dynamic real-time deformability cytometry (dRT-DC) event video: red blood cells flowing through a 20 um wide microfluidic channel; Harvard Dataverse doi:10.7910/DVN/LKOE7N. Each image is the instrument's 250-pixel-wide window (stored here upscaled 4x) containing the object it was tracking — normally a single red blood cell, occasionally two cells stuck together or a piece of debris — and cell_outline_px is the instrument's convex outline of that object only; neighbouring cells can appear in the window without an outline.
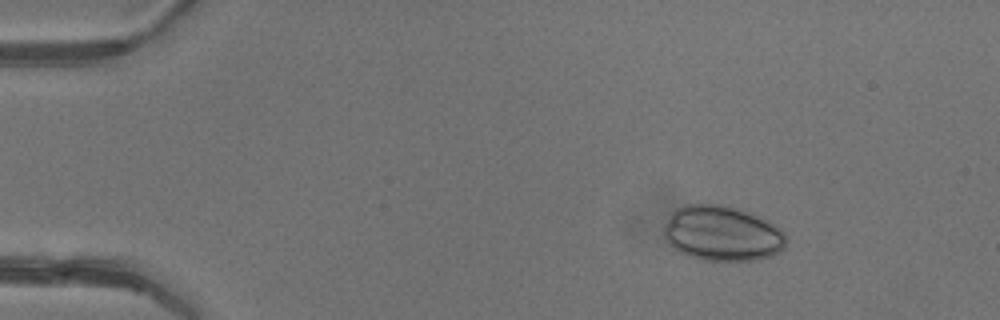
{"species": "common noctule bat (a hibernating species)", "species_latin": "Nyctalus noctula", "temperature_condition": "warm", "stored_images_in_passage": 4, "camera_frame_rate_fps": 3000, "um_per_image_px": 0.085, "animal": {"sex": "female"}, "frame": {"image": 1, "passage_image": 1, "time_ms": 0.0, "image_size_px": [1000, 320], "cell_outline_px": [[788, 240], [784, 248], [780, 252], [772, 256], [756, 260], [704, 260], [688, 256], [680, 252], [664, 236], [664, 224], [672, 212], [676, 208], [684, 204], [728, 204], [740, 208], [760, 216], [776, 224], [788, 236]], "centroid_in_image_um": [61.45, 19.82], "position_along_channel_um": 23.6, "area_um2": 39.88}}